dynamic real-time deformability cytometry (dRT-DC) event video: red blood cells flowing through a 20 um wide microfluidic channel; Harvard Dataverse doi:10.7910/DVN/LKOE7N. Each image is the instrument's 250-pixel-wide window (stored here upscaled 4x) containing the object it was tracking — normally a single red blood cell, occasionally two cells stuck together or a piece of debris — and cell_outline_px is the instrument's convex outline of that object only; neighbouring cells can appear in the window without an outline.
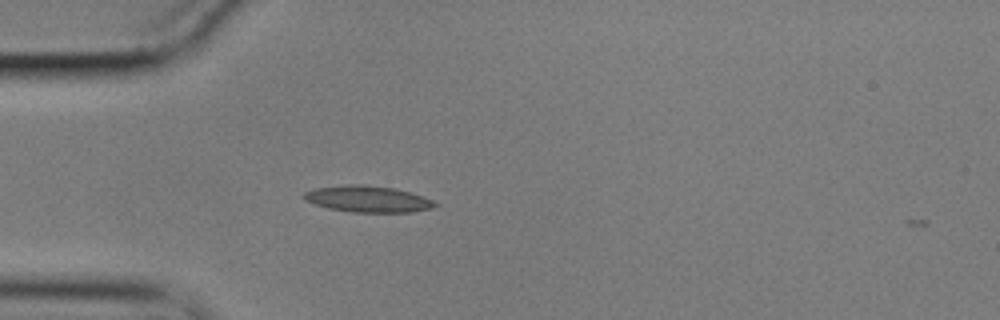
{"species": "common noctule bat (a hibernating species)", "species_latin": "Nyctalus noctula", "temperature_condition": "cold", "stored_images_in_passage": 3, "camera_frame_rate_fps": 3000, "um_per_image_px": 0.085, "animal": {"sex": "male", "body_mass_g": 17.9}, "frame": {"image": 1, "passage_image": 2, "time_ms": 0.333, "image_size_px": [1000, 320], "cell_outline_px": [[440, 204], [432, 208], [412, 212], [352, 212], [328, 208], [304, 200], [300, 196], [304, 192], [316, 188], [344, 184], [364, 184], [396, 188], [412, 192], [432, 200]], "centroid_in_image_um": [31.26, 16.9], "position_along_channel_um": 53.7, "area_um2": 20.4}}